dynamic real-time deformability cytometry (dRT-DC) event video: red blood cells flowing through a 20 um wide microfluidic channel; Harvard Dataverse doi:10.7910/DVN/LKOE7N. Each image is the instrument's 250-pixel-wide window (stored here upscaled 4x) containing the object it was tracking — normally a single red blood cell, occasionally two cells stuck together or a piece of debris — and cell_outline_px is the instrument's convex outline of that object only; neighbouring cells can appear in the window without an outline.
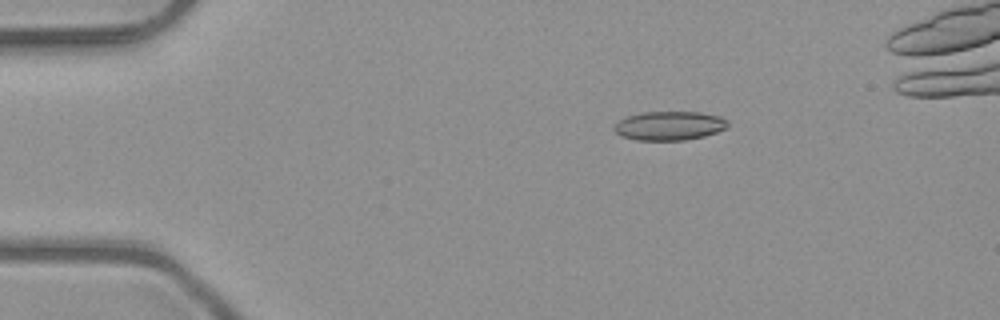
{"species": "common noctule bat (a hibernating species)", "species_latin": "Nyctalus noctula", "temperature_condition": "room temperature", "stored_images_in_passage": 6, "camera_frame_rate_fps": 3000, "um_per_image_px": 0.085, "animal": {"sex": "male", "body_mass_g": 23.1, "forearm_length_mm": 52.7}, "frame": {"image": 1, "passage_image": 3, "time_ms": 0.667, "image_size_px": [1000, 320], "cell_outline_px": [[728, 128], [704, 136], [684, 140], [636, 140], [620, 136], [612, 128], [620, 120], [628, 116], [644, 112], [700, 112], [720, 116], [728, 120]], "centroid_in_image_um": [56.91, 10.69], "position_along_channel_um": 28.1, "area_um2": 19.19}}
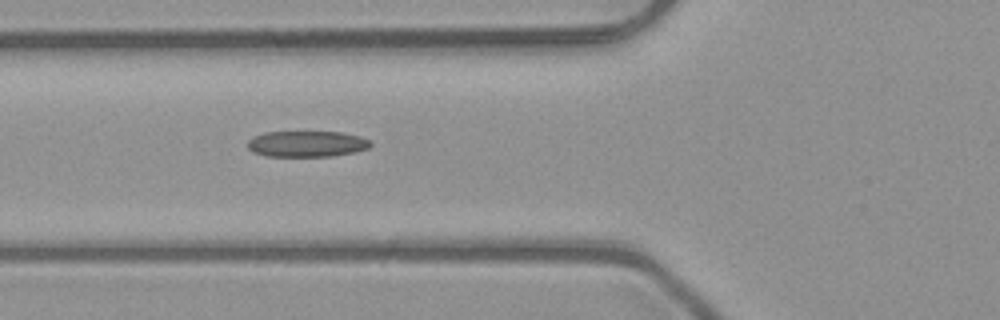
{"frame": {"image": 2, "passage_image": 6, "time_ms": 1.667, "image_size_px": [1000, 320], "cell_outline_px": [[372, 144], [368, 148], [352, 152], [332, 156], [264, 156], [252, 152], [248, 148], [248, 140], [252, 136], [264, 132], [340, 132], [360, 136], [372, 140]], "centroid_in_image_um": [26.05, 12.22], "position_along_channel_um": 99.7, "area_um2": 18.73}}